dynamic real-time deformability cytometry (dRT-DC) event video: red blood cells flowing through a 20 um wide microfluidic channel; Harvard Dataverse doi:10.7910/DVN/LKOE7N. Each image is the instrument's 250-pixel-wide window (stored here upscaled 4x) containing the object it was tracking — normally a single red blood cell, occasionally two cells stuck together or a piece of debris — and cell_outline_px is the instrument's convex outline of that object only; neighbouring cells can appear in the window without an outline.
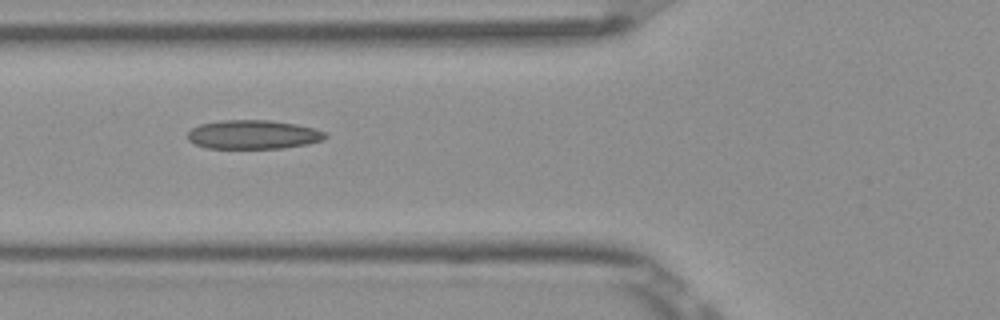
{"species": "Egyptian fruit bat (a non-hibernating species)", "species_latin": "Rousettus aegyptiacus", "temperature_condition": "room temperature", "stored_images_in_passage": 9, "camera_frame_rate_fps": 3000, "um_per_image_px": 0.085, "frame": {"image": 1, "passage_image": 6, "time_ms": 1.667, "image_size_px": [1000, 320], "cell_outline_px": [[328, 136], [324, 140], [308, 144], [284, 148], [208, 148], [196, 144], [188, 140], [188, 132], [192, 128], [200, 124], [224, 120], [272, 120], [296, 124], [312, 128], [324, 132]], "centroid_in_image_um": [21.54, 11.44], "position_along_channel_um": 104.3, "area_um2": 23.18}}
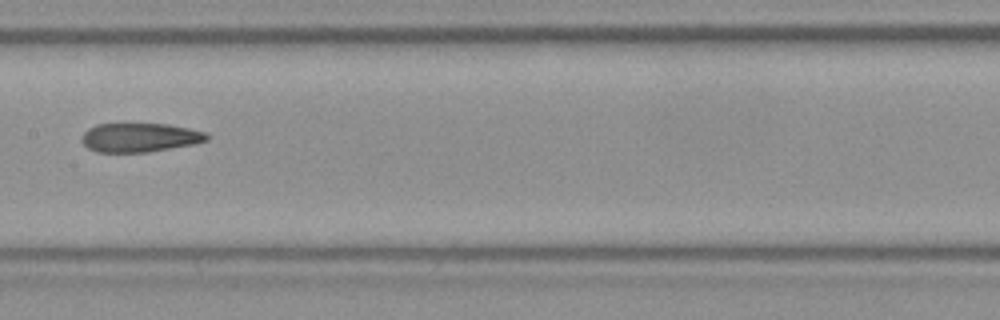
{"frame": {"image": 2, "passage_image": 8, "time_ms": 2.333, "image_size_px": [1000, 320], "cell_outline_px": [[208, 140], [192, 144], [148, 152], [96, 152], [88, 148], [80, 140], [80, 136], [88, 128], [96, 124], [168, 124], [208, 132]], "centroid_in_image_um": [11.85, 11.68], "position_along_channel_um": 195.6, "area_um2": 21.15}}
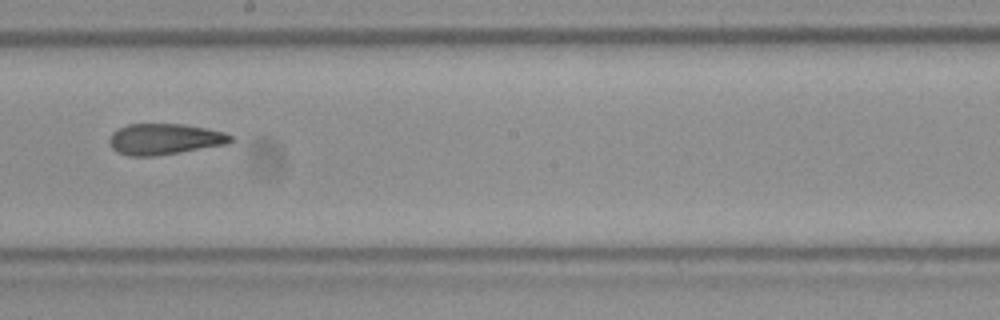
{"frame": {"image": 3, "passage_image": 9, "time_ms": 2.667, "image_size_px": [1000, 320], "cell_outline_px": [[232, 140], [228, 144], [156, 156], [128, 156], [116, 152], [108, 144], [108, 140], [112, 132], [128, 124], [184, 124], [224, 132], [232, 136]], "centroid_in_image_um": [13.95, 11.83], "position_along_channel_um": 234.3, "area_um2": 21.96}}